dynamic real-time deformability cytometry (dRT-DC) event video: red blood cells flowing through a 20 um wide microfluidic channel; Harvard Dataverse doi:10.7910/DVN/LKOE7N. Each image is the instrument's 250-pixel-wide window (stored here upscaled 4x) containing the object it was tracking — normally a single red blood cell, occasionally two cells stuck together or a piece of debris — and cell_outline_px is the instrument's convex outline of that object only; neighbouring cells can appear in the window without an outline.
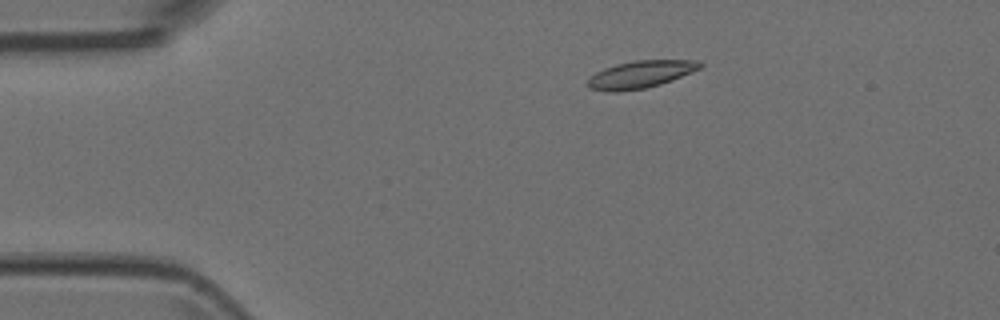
{"species": "Egyptian fruit bat (a non-hibernating species)", "species_latin": "Rousettus aegyptiacus", "temperature_condition": "room temperature", "stored_images_in_passage": 4, "camera_frame_rate_fps": 3000, "um_per_image_px": 0.085, "animal": {"sex": "female"}, "frame": {"image": 1, "passage_image": 3, "time_ms": 0.667, "image_size_px": [1000, 320], "cell_outline_px": [[704, 64], [700, 68], [692, 72], [672, 80], [660, 84], [644, 88], [620, 92], [608, 92], [588, 88], [588, 80], [596, 72], [604, 68], [616, 64], [636, 60], [700, 60]], "centroid_in_image_um": [54.46, 6.32], "position_along_channel_um": 30.5, "area_um2": 17.92}}